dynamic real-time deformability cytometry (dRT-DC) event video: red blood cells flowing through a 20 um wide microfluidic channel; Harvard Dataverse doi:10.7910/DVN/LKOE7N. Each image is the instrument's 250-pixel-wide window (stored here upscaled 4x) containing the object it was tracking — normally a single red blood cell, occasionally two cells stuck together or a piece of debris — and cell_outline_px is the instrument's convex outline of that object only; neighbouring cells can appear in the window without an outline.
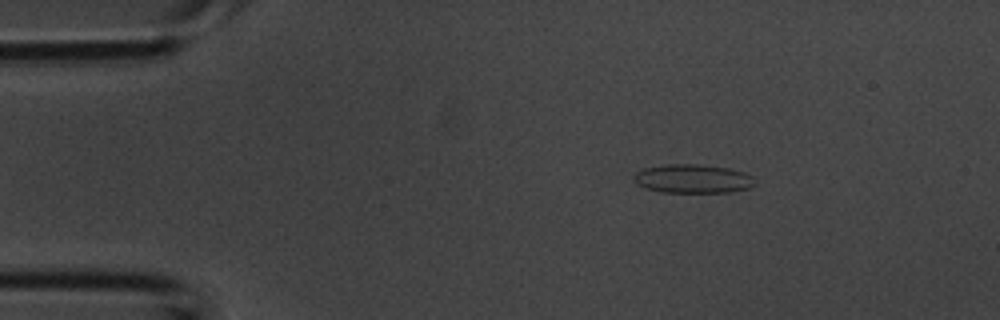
{"species": "common noctule bat (a hibernating species)", "species_latin": "Nyctalus noctula", "temperature_condition": "room temperature", "stored_images_in_passage": 2, "camera_frame_rate_fps": 3000, "um_per_image_px": 0.085, "animal": {"sex": "male", "body_mass_g": 20.1, "forearm_length_mm": 53.5}, "frame": {"image": 1, "passage_image": 1, "time_ms": 0.0, "image_size_px": [1000, 320], "cell_outline_px": [[756, 184], [748, 188], [732, 192], [660, 192], [636, 184], [632, 180], [632, 176], [636, 172], [644, 168], [668, 164], [696, 164], [728, 168], [744, 172], [752, 176]], "centroid_in_image_um": [58.87, 15.19], "position_along_channel_um": 26.1, "area_um2": 20.35}}